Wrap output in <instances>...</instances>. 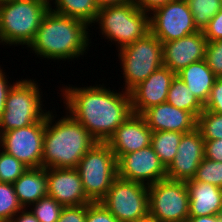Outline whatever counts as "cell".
<instances>
[{"label":"cell","instance_id":"cell-1","mask_svg":"<svg viewBox=\"0 0 222 222\" xmlns=\"http://www.w3.org/2000/svg\"><path fill=\"white\" fill-rule=\"evenodd\" d=\"M63 86L65 110L82 124L97 142H107L115 130L132 114L127 91H111L104 84Z\"/></svg>","mask_w":222,"mask_h":222},{"label":"cell","instance_id":"cell-2","mask_svg":"<svg viewBox=\"0 0 222 222\" xmlns=\"http://www.w3.org/2000/svg\"><path fill=\"white\" fill-rule=\"evenodd\" d=\"M88 27L91 26L82 20L49 9L28 49L45 60L78 59L91 46Z\"/></svg>","mask_w":222,"mask_h":222},{"label":"cell","instance_id":"cell-3","mask_svg":"<svg viewBox=\"0 0 222 222\" xmlns=\"http://www.w3.org/2000/svg\"><path fill=\"white\" fill-rule=\"evenodd\" d=\"M52 112L49 110L45 119L42 167L76 168L97 141L67 111L66 116L57 120Z\"/></svg>","mask_w":222,"mask_h":222},{"label":"cell","instance_id":"cell-4","mask_svg":"<svg viewBox=\"0 0 222 222\" xmlns=\"http://www.w3.org/2000/svg\"><path fill=\"white\" fill-rule=\"evenodd\" d=\"M49 9L48 0H11L0 3V43L28 47Z\"/></svg>","mask_w":222,"mask_h":222},{"label":"cell","instance_id":"cell-5","mask_svg":"<svg viewBox=\"0 0 222 222\" xmlns=\"http://www.w3.org/2000/svg\"><path fill=\"white\" fill-rule=\"evenodd\" d=\"M102 37L118 50L150 33V15L133 2L100 8L95 18Z\"/></svg>","mask_w":222,"mask_h":222},{"label":"cell","instance_id":"cell-6","mask_svg":"<svg viewBox=\"0 0 222 222\" xmlns=\"http://www.w3.org/2000/svg\"><path fill=\"white\" fill-rule=\"evenodd\" d=\"M32 79L16 81L8 93L0 119V132L19 129L46 119L40 85Z\"/></svg>","mask_w":222,"mask_h":222},{"label":"cell","instance_id":"cell-7","mask_svg":"<svg viewBox=\"0 0 222 222\" xmlns=\"http://www.w3.org/2000/svg\"><path fill=\"white\" fill-rule=\"evenodd\" d=\"M85 194L92 202H99L118 176L117 158L106 142H96L75 168Z\"/></svg>","mask_w":222,"mask_h":222},{"label":"cell","instance_id":"cell-8","mask_svg":"<svg viewBox=\"0 0 222 222\" xmlns=\"http://www.w3.org/2000/svg\"><path fill=\"white\" fill-rule=\"evenodd\" d=\"M117 51L127 92L163 66L162 42L151 32Z\"/></svg>","mask_w":222,"mask_h":222},{"label":"cell","instance_id":"cell-9","mask_svg":"<svg viewBox=\"0 0 222 222\" xmlns=\"http://www.w3.org/2000/svg\"><path fill=\"white\" fill-rule=\"evenodd\" d=\"M118 222H138L149 218L148 186L119 178L99 201Z\"/></svg>","mask_w":222,"mask_h":222},{"label":"cell","instance_id":"cell-10","mask_svg":"<svg viewBox=\"0 0 222 222\" xmlns=\"http://www.w3.org/2000/svg\"><path fill=\"white\" fill-rule=\"evenodd\" d=\"M149 217L154 222H186L189 191L186 181L160 180L148 186Z\"/></svg>","mask_w":222,"mask_h":222},{"label":"cell","instance_id":"cell-11","mask_svg":"<svg viewBox=\"0 0 222 222\" xmlns=\"http://www.w3.org/2000/svg\"><path fill=\"white\" fill-rule=\"evenodd\" d=\"M149 15L150 32L162 43L199 31L186 0L170 1L154 9Z\"/></svg>","mask_w":222,"mask_h":222},{"label":"cell","instance_id":"cell-12","mask_svg":"<svg viewBox=\"0 0 222 222\" xmlns=\"http://www.w3.org/2000/svg\"><path fill=\"white\" fill-rule=\"evenodd\" d=\"M44 132L45 119L26 127L0 132V149L14 156L28 168H40Z\"/></svg>","mask_w":222,"mask_h":222},{"label":"cell","instance_id":"cell-13","mask_svg":"<svg viewBox=\"0 0 222 222\" xmlns=\"http://www.w3.org/2000/svg\"><path fill=\"white\" fill-rule=\"evenodd\" d=\"M118 177L146 186L167 179L166 167L152 146L124 154L117 160Z\"/></svg>","mask_w":222,"mask_h":222},{"label":"cell","instance_id":"cell-14","mask_svg":"<svg viewBox=\"0 0 222 222\" xmlns=\"http://www.w3.org/2000/svg\"><path fill=\"white\" fill-rule=\"evenodd\" d=\"M205 141L196 128L182 135L174 160L166 168L167 179L187 181L193 179L204 159Z\"/></svg>","mask_w":222,"mask_h":222},{"label":"cell","instance_id":"cell-15","mask_svg":"<svg viewBox=\"0 0 222 222\" xmlns=\"http://www.w3.org/2000/svg\"><path fill=\"white\" fill-rule=\"evenodd\" d=\"M208 40L203 31L162 43L163 66L177 74L191 63L205 60Z\"/></svg>","mask_w":222,"mask_h":222},{"label":"cell","instance_id":"cell-16","mask_svg":"<svg viewBox=\"0 0 222 222\" xmlns=\"http://www.w3.org/2000/svg\"><path fill=\"white\" fill-rule=\"evenodd\" d=\"M48 196L63 206L87 205L92 201L84 192L75 168H46Z\"/></svg>","mask_w":222,"mask_h":222},{"label":"cell","instance_id":"cell-17","mask_svg":"<svg viewBox=\"0 0 222 222\" xmlns=\"http://www.w3.org/2000/svg\"><path fill=\"white\" fill-rule=\"evenodd\" d=\"M175 73L162 66L134 87L129 93L132 113L142 114L146 109L165 103Z\"/></svg>","mask_w":222,"mask_h":222},{"label":"cell","instance_id":"cell-18","mask_svg":"<svg viewBox=\"0 0 222 222\" xmlns=\"http://www.w3.org/2000/svg\"><path fill=\"white\" fill-rule=\"evenodd\" d=\"M152 132L141 114L132 113L106 143L118 160L124 154L150 146Z\"/></svg>","mask_w":222,"mask_h":222},{"label":"cell","instance_id":"cell-19","mask_svg":"<svg viewBox=\"0 0 222 222\" xmlns=\"http://www.w3.org/2000/svg\"><path fill=\"white\" fill-rule=\"evenodd\" d=\"M152 131L189 133L197 128V118L165 102L146 109L142 114Z\"/></svg>","mask_w":222,"mask_h":222},{"label":"cell","instance_id":"cell-20","mask_svg":"<svg viewBox=\"0 0 222 222\" xmlns=\"http://www.w3.org/2000/svg\"><path fill=\"white\" fill-rule=\"evenodd\" d=\"M186 185L189 191V217L222 214V188L193 179L187 180Z\"/></svg>","mask_w":222,"mask_h":222},{"label":"cell","instance_id":"cell-21","mask_svg":"<svg viewBox=\"0 0 222 222\" xmlns=\"http://www.w3.org/2000/svg\"><path fill=\"white\" fill-rule=\"evenodd\" d=\"M13 185L22 208L31 207L40 198L48 196L46 168H29Z\"/></svg>","mask_w":222,"mask_h":222},{"label":"cell","instance_id":"cell-22","mask_svg":"<svg viewBox=\"0 0 222 222\" xmlns=\"http://www.w3.org/2000/svg\"><path fill=\"white\" fill-rule=\"evenodd\" d=\"M204 106L216 80L215 74L205 60L191 63L176 74Z\"/></svg>","mask_w":222,"mask_h":222},{"label":"cell","instance_id":"cell-23","mask_svg":"<svg viewBox=\"0 0 222 222\" xmlns=\"http://www.w3.org/2000/svg\"><path fill=\"white\" fill-rule=\"evenodd\" d=\"M49 2L50 9L54 12L82 20L89 26L94 25L93 22L99 11L95 0H50Z\"/></svg>","mask_w":222,"mask_h":222},{"label":"cell","instance_id":"cell-24","mask_svg":"<svg viewBox=\"0 0 222 222\" xmlns=\"http://www.w3.org/2000/svg\"><path fill=\"white\" fill-rule=\"evenodd\" d=\"M166 102L176 108L191 112L196 118L204 110V106L177 75L171 81Z\"/></svg>","mask_w":222,"mask_h":222},{"label":"cell","instance_id":"cell-25","mask_svg":"<svg viewBox=\"0 0 222 222\" xmlns=\"http://www.w3.org/2000/svg\"><path fill=\"white\" fill-rule=\"evenodd\" d=\"M183 134L174 131L152 132L151 146L166 168L174 160Z\"/></svg>","mask_w":222,"mask_h":222},{"label":"cell","instance_id":"cell-26","mask_svg":"<svg viewBox=\"0 0 222 222\" xmlns=\"http://www.w3.org/2000/svg\"><path fill=\"white\" fill-rule=\"evenodd\" d=\"M186 2L193 14L194 24L200 31H203L222 8V0H186Z\"/></svg>","mask_w":222,"mask_h":222},{"label":"cell","instance_id":"cell-27","mask_svg":"<svg viewBox=\"0 0 222 222\" xmlns=\"http://www.w3.org/2000/svg\"><path fill=\"white\" fill-rule=\"evenodd\" d=\"M21 209L14 185L0 182V222H10Z\"/></svg>","mask_w":222,"mask_h":222},{"label":"cell","instance_id":"cell-28","mask_svg":"<svg viewBox=\"0 0 222 222\" xmlns=\"http://www.w3.org/2000/svg\"><path fill=\"white\" fill-rule=\"evenodd\" d=\"M197 129L204 140L222 139V114L204 109L197 117Z\"/></svg>","mask_w":222,"mask_h":222},{"label":"cell","instance_id":"cell-29","mask_svg":"<svg viewBox=\"0 0 222 222\" xmlns=\"http://www.w3.org/2000/svg\"><path fill=\"white\" fill-rule=\"evenodd\" d=\"M28 208L39 222H58L63 205L54 198L46 196L40 198Z\"/></svg>","mask_w":222,"mask_h":222},{"label":"cell","instance_id":"cell-30","mask_svg":"<svg viewBox=\"0 0 222 222\" xmlns=\"http://www.w3.org/2000/svg\"><path fill=\"white\" fill-rule=\"evenodd\" d=\"M28 169L14 156L0 151V182L13 184Z\"/></svg>","mask_w":222,"mask_h":222},{"label":"cell","instance_id":"cell-31","mask_svg":"<svg viewBox=\"0 0 222 222\" xmlns=\"http://www.w3.org/2000/svg\"><path fill=\"white\" fill-rule=\"evenodd\" d=\"M193 180L222 188V162H215L204 157Z\"/></svg>","mask_w":222,"mask_h":222},{"label":"cell","instance_id":"cell-32","mask_svg":"<svg viewBox=\"0 0 222 222\" xmlns=\"http://www.w3.org/2000/svg\"><path fill=\"white\" fill-rule=\"evenodd\" d=\"M205 61L217 78H222V39L207 43Z\"/></svg>","mask_w":222,"mask_h":222},{"label":"cell","instance_id":"cell-33","mask_svg":"<svg viewBox=\"0 0 222 222\" xmlns=\"http://www.w3.org/2000/svg\"><path fill=\"white\" fill-rule=\"evenodd\" d=\"M85 222H118V220L100 202H91L87 204Z\"/></svg>","mask_w":222,"mask_h":222},{"label":"cell","instance_id":"cell-34","mask_svg":"<svg viewBox=\"0 0 222 222\" xmlns=\"http://www.w3.org/2000/svg\"><path fill=\"white\" fill-rule=\"evenodd\" d=\"M204 109L222 114V78H216Z\"/></svg>","mask_w":222,"mask_h":222},{"label":"cell","instance_id":"cell-35","mask_svg":"<svg viewBox=\"0 0 222 222\" xmlns=\"http://www.w3.org/2000/svg\"><path fill=\"white\" fill-rule=\"evenodd\" d=\"M87 205L64 206L58 222H85Z\"/></svg>","mask_w":222,"mask_h":222},{"label":"cell","instance_id":"cell-36","mask_svg":"<svg viewBox=\"0 0 222 222\" xmlns=\"http://www.w3.org/2000/svg\"><path fill=\"white\" fill-rule=\"evenodd\" d=\"M203 34L209 42L222 39V8L203 29Z\"/></svg>","mask_w":222,"mask_h":222},{"label":"cell","instance_id":"cell-37","mask_svg":"<svg viewBox=\"0 0 222 222\" xmlns=\"http://www.w3.org/2000/svg\"><path fill=\"white\" fill-rule=\"evenodd\" d=\"M204 141V157L215 162H222V139Z\"/></svg>","mask_w":222,"mask_h":222},{"label":"cell","instance_id":"cell-38","mask_svg":"<svg viewBox=\"0 0 222 222\" xmlns=\"http://www.w3.org/2000/svg\"><path fill=\"white\" fill-rule=\"evenodd\" d=\"M6 73L3 71V69L0 66V119L2 117V114L5 110V103L8 96L9 91L13 87V85L16 82H13L12 84L8 81Z\"/></svg>","mask_w":222,"mask_h":222},{"label":"cell","instance_id":"cell-39","mask_svg":"<svg viewBox=\"0 0 222 222\" xmlns=\"http://www.w3.org/2000/svg\"><path fill=\"white\" fill-rule=\"evenodd\" d=\"M173 0H132V2L141 10L151 13L154 9L165 5Z\"/></svg>","mask_w":222,"mask_h":222},{"label":"cell","instance_id":"cell-40","mask_svg":"<svg viewBox=\"0 0 222 222\" xmlns=\"http://www.w3.org/2000/svg\"><path fill=\"white\" fill-rule=\"evenodd\" d=\"M10 222H39L34 214L27 208H22Z\"/></svg>","mask_w":222,"mask_h":222},{"label":"cell","instance_id":"cell-41","mask_svg":"<svg viewBox=\"0 0 222 222\" xmlns=\"http://www.w3.org/2000/svg\"><path fill=\"white\" fill-rule=\"evenodd\" d=\"M129 2H132V0H95V3L99 9L108 6L122 5Z\"/></svg>","mask_w":222,"mask_h":222},{"label":"cell","instance_id":"cell-42","mask_svg":"<svg viewBox=\"0 0 222 222\" xmlns=\"http://www.w3.org/2000/svg\"><path fill=\"white\" fill-rule=\"evenodd\" d=\"M186 222H220V215L189 217Z\"/></svg>","mask_w":222,"mask_h":222},{"label":"cell","instance_id":"cell-43","mask_svg":"<svg viewBox=\"0 0 222 222\" xmlns=\"http://www.w3.org/2000/svg\"><path fill=\"white\" fill-rule=\"evenodd\" d=\"M138 222H154L153 219H151L150 217L145 219V220H142V221H138Z\"/></svg>","mask_w":222,"mask_h":222},{"label":"cell","instance_id":"cell-44","mask_svg":"<svg viewBox=\"0 0 222 222\" xmlns=\"http://www.w3.org/2000/svg\"><path fill=\"white\" fill-rule=\"evenodd\" d=\"M8 1H11V0H0V3L8 2Z\"/></svg>","mask_w":222,"mask_h":222}]
</instances>
